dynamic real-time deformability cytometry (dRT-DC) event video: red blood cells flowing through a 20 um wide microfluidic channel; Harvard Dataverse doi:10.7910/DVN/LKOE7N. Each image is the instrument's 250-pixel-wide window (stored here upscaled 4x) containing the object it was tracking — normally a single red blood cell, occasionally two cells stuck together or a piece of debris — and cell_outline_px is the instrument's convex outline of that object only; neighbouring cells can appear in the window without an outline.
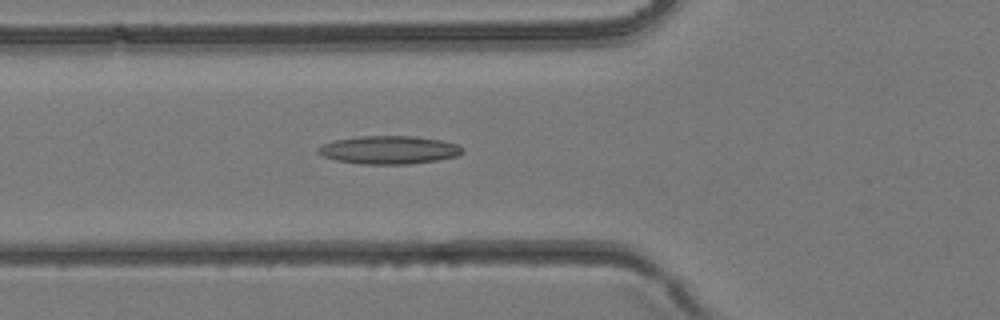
{"species": "common noctule bat (a hibernating species)", "species_latin": "Nyctalus noctula", "temperature_condition": "room temperature", "stored_images_in_passage": 32, "camera_frame_rate_fps": 3000, "um_per_image_px": 0.085, "animal": {"sex": "female", "body_mass_g": 24.6, "forearm_length_mm": 56.2}, "frame": {"image": 1, "passage_image": 8, "time_ms": 2.333, "image_size_px": [1000, 320], "cell_outline_px": [[464, 152], [456, 156], [436, 160], [408, 164], [360, 164], [336, 160], [324, 156], [316, 152], [316, 148], [332, 140], [360, 136], [412, 136], [440, 140], [456, 144]], "centroid_in_image_um": [33.0, 12.74], "position_along_channel_um": 92.8, "area_um2": 23.52}}
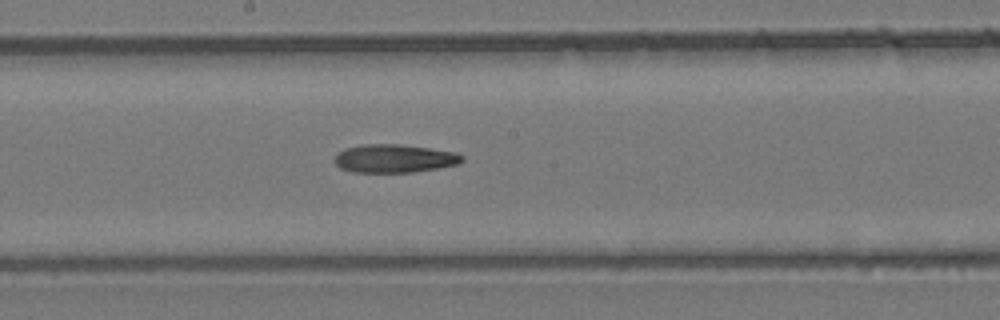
{"frame": {"image": 2, "passage_image": 15, "time_ms": 4.667, "image_size_px": [1000, 320], "cell_outline_px": [[464, 160], [456, 164], [436, 168], [412, 172], [352, 172], [340, 168], [332, 160], [344, 148], [364, 144], [400, 144], [456, 152], [464, 156]], "centroid_in_image_um": [33.49, 13.47], "position_along_channel_um": 214.7, "area_um2": 20.92}}
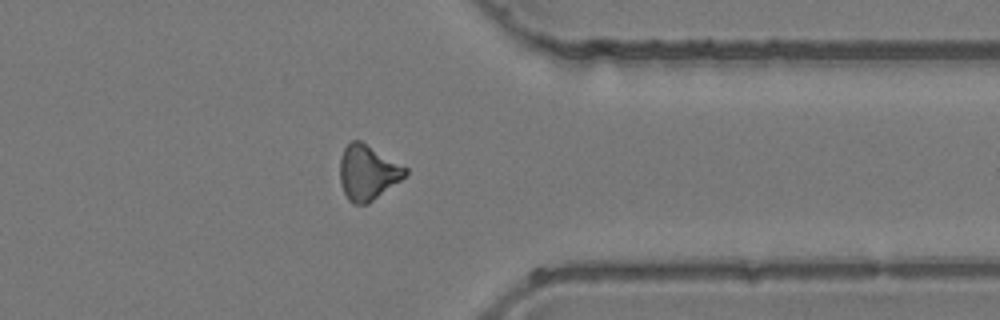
{"frame": {"image": 3, "passage_image": 25, "time_ms": 8.0, "image_size_px": [1000, 320], "cell_outline_px": [[408, 172], [400, 180], [368, 204], [352, 204], [348, 200], [340, 184], [340, 156], [344, 148], [352, 140], [360, 140], [408, 168]], "centroid_in_image_um": [31.23, 14.66], "position_along_channel_um": 380.2, "area_um2": 20.87}}